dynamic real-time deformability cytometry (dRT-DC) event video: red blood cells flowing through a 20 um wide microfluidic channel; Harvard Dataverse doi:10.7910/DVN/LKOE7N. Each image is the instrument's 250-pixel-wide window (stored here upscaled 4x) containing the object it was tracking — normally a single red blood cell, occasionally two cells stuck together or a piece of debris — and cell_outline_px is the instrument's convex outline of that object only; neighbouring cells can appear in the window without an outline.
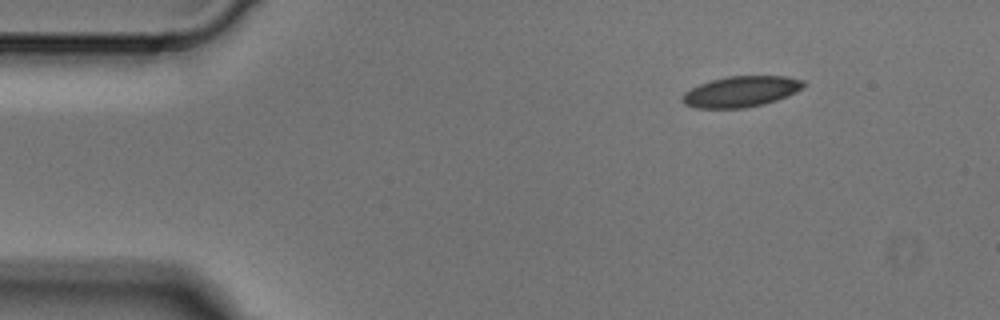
{"species": "Egyptian fruit bat (a non-hibernating species)", "species_latin": "Rousettus aegyptiacus", "temperature_condition": "cold", "stored_images_in_passage": 3, "camera_frame_rate_fps": 3000, "um_per_image_px": 0.085, "animal": {"sex": "male"}, "frame": {"image": 1, "passage_image": 1, "time_ms": 0.0, "image_size_px": [1000, 320], "cell_outline_px": [[808, 84], [796, 92], [788, 96], [764, 104], [744, 108], [696, 108], [684, 104], [680, 100], [684, 92], [700, 84], [712, 80], [728, 76], [784, 76], [804, 80]], "centroid_in_image_um": [63.0, 7.78], "position_along_channel_um": 22.0, "area_um2": 21.85}}
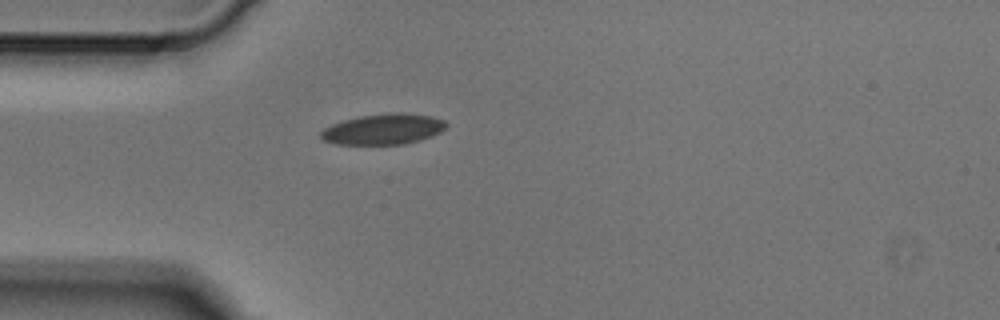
{"frame": {"image": 2, "passage_image": 3, "time_ms": 0.667, "image_size_px": [1000, 320], "cell_outline_px": [[448, 124], [440, 132], [432, 136], [420, 140], [404, 144], [336, 144], [324, 140], [320, 136], [320, 132], [324, 128], [332, 124], [344, 120], [360, 116], [392, 112], [400, 112], [432, 116], [444, 120]], "centroid_in_image_um": [32.6, 10.97], "position_along_channel_um": 52.4, "area_um2": 22.37}}